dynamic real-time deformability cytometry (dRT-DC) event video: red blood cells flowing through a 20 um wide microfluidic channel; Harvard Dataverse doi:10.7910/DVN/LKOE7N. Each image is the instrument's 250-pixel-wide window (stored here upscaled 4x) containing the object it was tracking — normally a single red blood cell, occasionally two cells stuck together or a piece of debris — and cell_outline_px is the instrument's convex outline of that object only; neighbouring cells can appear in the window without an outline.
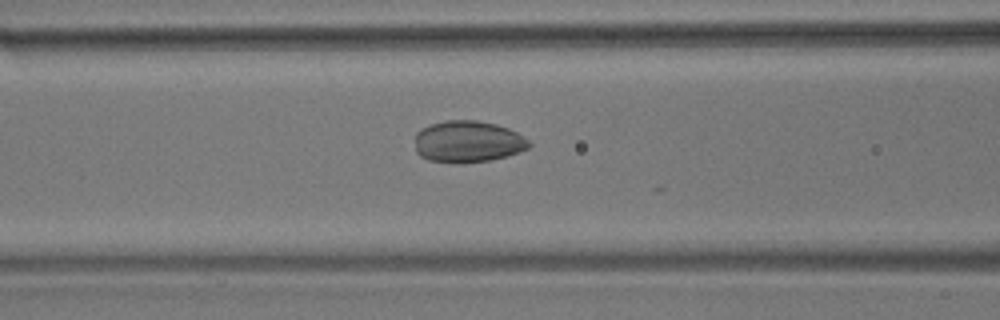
{"species": "common noctule bat (a hibernating species)", "species_latin": "Nyctalus noctula", "temperature_condition": "room temperature", "stored_images_in_passage": 16, "camera_frame_rate_fps": 3000, "um_per_image_px": 0.085, "animal": {"sex": "male", "body_mass_g": 17.9}, "frame": {"image": 1, "passage_image": 11, "time_ms": 3.333, "image_size_px": [1000, 320], "cell_outline_px": [[532, 144], [528, 148], [504, 156], [488, 160], [460, 164], [456, 164], [428, 160], [420, 156], [416, 152], [416, 132], [420, 128], [428, 124], [444, 120], [476, 120], [496, 124], [508, 128], [516, 132], [528, 140]], "centroid_in_image_um": [39.71, 12.03], "position_along_channel_um": 126.9, "area_um2": 27.86}}
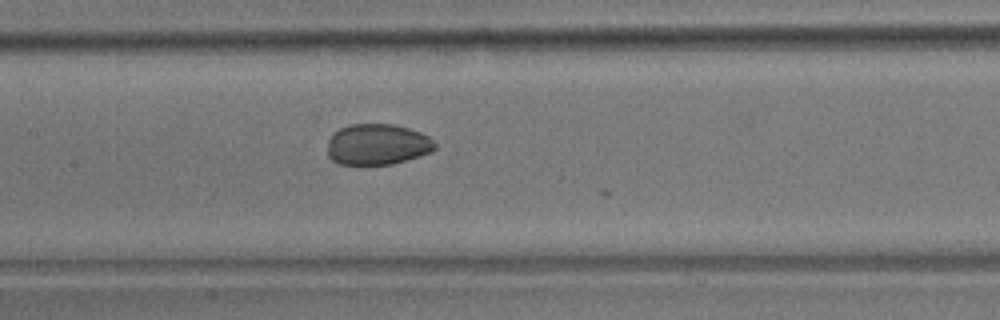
{"frame": {"image": 2, "passage_image": 15, "time_ms": 4.667, "image_size_px": [1000, 320], "cell_outline_px": [[436, 148], [432, 152], [420, 156], [392, 164], [336, 164], [328, 156], [328, 140], [332, 132], [348, 124], [392, 124], [408, 128], [420, 132], [428, 136], [436, 144]], "centroid_in_image_um": [32.06, 12.27], "position_along_channel_um": 175.3, "area_um2": 25.84}}